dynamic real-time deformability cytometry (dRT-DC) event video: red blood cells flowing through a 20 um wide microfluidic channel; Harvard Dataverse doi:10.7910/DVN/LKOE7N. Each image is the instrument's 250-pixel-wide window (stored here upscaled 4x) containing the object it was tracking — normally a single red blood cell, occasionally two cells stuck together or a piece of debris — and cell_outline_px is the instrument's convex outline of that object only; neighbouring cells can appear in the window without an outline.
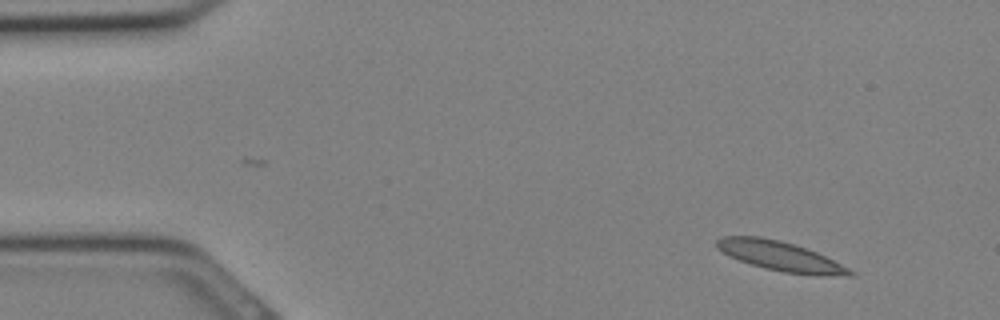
{"species": "Egyptian fruit bat (a non-hibernating species)", "species_latin": "Rousettus aegyptiacus", "temperature_condition": "cold", "stored_images_in_passage": 17, "camera_frame_rate_fps": 3000, "um_per_image_px": 0.085, "animal": {"sex": "female"}, "frame": {"image": 1, "passage_image": 3, "time_ms": 0.667, "image_size_px": [1000, 320], "cell_outline_px": [[856, 276], [848, 276], [784, 272], [764, 268], [728, 256], [716, 248], [716, 240], [724, 236], [760, 236], [780, 240], [816, 252], [856, 272]], "centroid_in_image_um": [66.27, 21.76], "position_along_channel_um": 18.7, "area_um2": 22.43}}
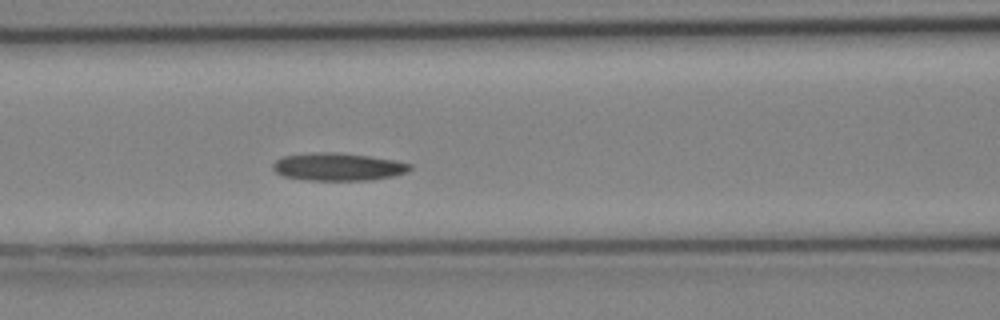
{"frame": {"image": 2, "passage_image": 13, "time_ms": 4.0, "image_size_px": [1000, 320], "cell_outline_px": [[412, 168], [408, 172], [392, 176], [368, 180], [308, 180], [284, 176], [276, 172], [272, 168], [272, 164], [276, 160], [284, 156], [304, 152], [340, 152], [396, 160], [412, 164]], "centroid_in_image_um": [28.73, 14.16], "position_along_channel_um": 137.9, "area_um2": 22.31}}
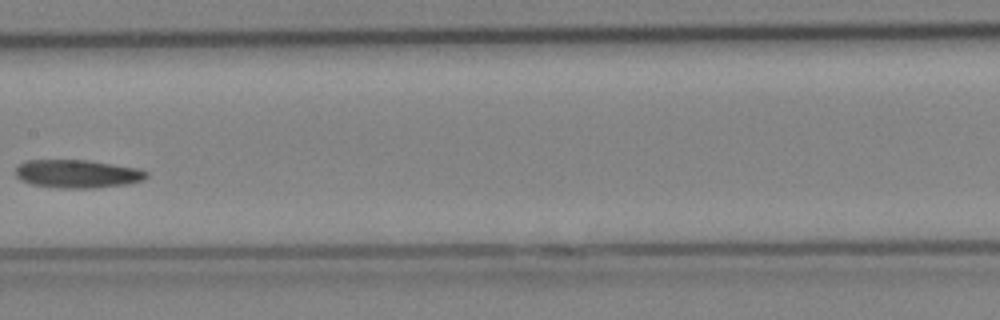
{"frame": {"image": 3, "passage_image": 16, "time_ms": 5.0, "image_size_px": [1000, 320], "cell_outline_px": [[148, 176], [144, 180], [128, 184], [92, 188], [60, 188], [32, 184], [20, 180], [16, 176], [16, 168], [24, 160], [88, 160], [136, 168], [148, 172]], "centroid_in_image_um": [6.57, 14.77], "position_along_channel_um": 200.8, "area_um2": 21.5}}